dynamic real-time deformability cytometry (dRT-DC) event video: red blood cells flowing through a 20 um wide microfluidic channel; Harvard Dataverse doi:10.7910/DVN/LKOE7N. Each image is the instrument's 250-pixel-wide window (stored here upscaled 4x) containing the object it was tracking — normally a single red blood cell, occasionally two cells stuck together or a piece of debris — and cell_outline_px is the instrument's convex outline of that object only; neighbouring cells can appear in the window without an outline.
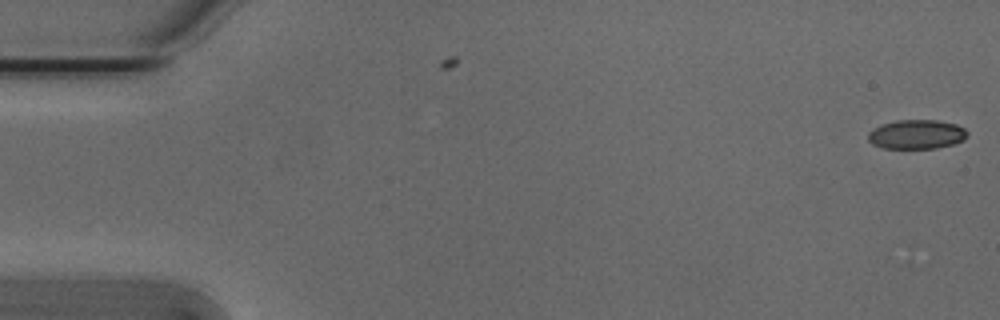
{"species": "Egyptian fruit bat (a non-hibernating species)", "species_latin": "Rousettus aegyptiacus", "temperature_condition": "cold", "stored_images_in_passage": 2, "camera_frame_rate_fps": 3000, "um_per_image_px": 0.085, "animal": {"sex": "male"}, "frame": {"image": 1, "passage_image": 2, "time_ms": 0.333, "image_size_px": [1000, 320], "cell_outline_px": [[968, 136], [964, 140], [952, 144], [936, 148], [880, 148], [872, 144], [868, 140], [868, 132], [872, 128], [880, 124], [896, 120], [936, 120], [956, 124], [964, 128], [968, 132]], "centroid_in_image_um": [77.88, 11.41], "position_along_channel_um": 7.1, "area_um2": 17.11}}